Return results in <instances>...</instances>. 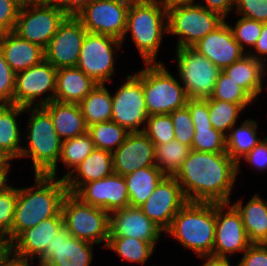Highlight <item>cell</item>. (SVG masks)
Here are the masks:
<instances>
[{
    "label": "cell",
    "mask_w": 267,
    "mask_h": 266,
    "mask_svg": "<svg viewBox=\"0 0 267 266\" xmlns=\"http://www.w3.org/2000/svg\"><path fill=\"white\" fill-rule=\"evenodd\" d=\"M24 114L27 122L23 126L25 128L19 161L29 160L33 175H47L58 164L62 140L55 130L50 114L42 106L24 107Z\"/></svg>",
    "instance_id": "obj_4"
},
{
    "label": "cell",
    "mask_w": 267,
    "mask_h": 266,
    "mask_svg": "<svg viewBox=\"0 0 267 266\" xmlns=\"http://www.w3.org/2000/svg\"><path fill=\"white\" fill-rule=\"evenodd\" d=\"M18 186L11 182L0 191V235L9 237L13 226Z\"/></svg>",
    "instance_id": "obj_43"
},
{
    "label": "cell",
    "mask_w": 267,
    "mask_h": 266,
    "mask_svg": "<svg viewBox=\"0 0 267 266\" xmlns=\"http://www.w3.org/2000/svg\"><path fill=\"white\" fill-rule=\"evenodd\" d=\"M94 149H95L94 143L88 132L83 135L62 141L61 155L58 164L47 175L55 178L64 179ZM61 164H63L64 169L65 168L66 169L64 170L65 172L62 171L63 174L59 175L58 169L61 171L60 169V167H62Z\"/></svg>",
    "instance_id": "obj_33"
},
{
    "label": "cell",
    "mask_w": 267,
    "mask_h": 266,
    "mask_svg": "<svg viewBox=\"0 0 267 266\" xmlns=\"http://www.w3.org/2000/svg\"><path fill=\"white\" fill-rule=\"evenodd\" d=\"M191 151L177 140L155 146V165L165 176H175Z\"/></svg>",
    "instance_id": "obj_37"
},
{
    "label": "cell",
    "mask_w": 267,
    "mask_h": 266,
    "mask_svg": "<svg viewBox=\"0 0 267 266\" xmlns=\"http://www.w3.org/2000/svg\"><path fill=\"white\" fill-rule=\"evenodd\" d=\"M75 195L83 202L109 213L130 206L126 180L124 176L115 173L84 184Z\"/></svg>",
    "instance_id": "obj_19"
},
{
    "label": "cell",
    "mask_w": 267,
    "mask_h": 266,
    "mask_svg": "<svg viewBox=\"0 0 267 266\" xmlns=\"http://www.w3.org/2000/svg\"><path fill=\"white\" fill-rule=\"evenodd\" d=\"M29 1H46V2H53L54 0H29Z\"/></svg>",
    "instance_id": "obj_61"
},
{
    "label": "cell",
    "mask_w": 267,
    "mask_h": 266,
    "mask_svg": "<svg viewBox=\"0 0 267 266\" xmlns=\"http://www.w3.org/2000/svg\"><path fill=\"white\" fill-rule=\"evenodd\" d=\"M157 247L153 243L128 238V237H109L108 244L105 248L117 254L126 264L145 266L153 253H156Z\"/></svg>",
    "instance_id": "obj_35"
},
{
    "label": "cell",
    "mask_w": 267,
    "mask_h": 266,
    "mask_svg": "<svg viewBox=\"0 0 267 266\" xmlns=\"http://www.w3.org/2000/svg\"><path fill=\"white\" fill-rule=\"evenodd\" d=\"M232 15L267 23V0H235Z\"/></svg>",
    "instance_id": "obj_46"
},
{
    "label": "cell",
    "mask_w": 267,
    "mask_h": 266,
    "mask_svg": "<svg viewBox=\"0 0 267 266\" xmlns=\"http://www.w3.org/2000/svg\"><path fill=\"white\" fill-rule=\"evenodd\" d=\"M191 149L209 153L226 152V135L213 126L194 127Z\"/></svg>",
    "instance_id": "obj_41"
},
{
    "label": "cell",
    "mask_w": 267,
    "mask_h": 266,
    "mask_svg": "<svg viewBox=\"0 0 267 266\" xmlns=\"http://www.w3.org/2000/svg\"><path fill=\"white\" fill-rule=\"evenodd\" d=\"M113 171L111 152L95 148L64 178L67 191L75 194L84 184L110 176Z\"/></svg>",
    "instance_id": "obj_25"
},
{
    "label": "cell",
    "mask_w": 267,
    "mask_h": 266,
    "mask_svg": "<svg viewBox=\"0 0 267 266\" xmlns=\"http://www.w3.org/2000/svg\"><path fill=\"white\" fill-rule=\"evenodd\" d=\"M235 17L237 18L234 22L232 20L229 22V19H225V21L230 26L237 43L248 53L260 37L263 22L239 15H235Z\"/></svg>",
    "instance_id": "obj_39"
},
{
    "label": "cell",
    "mask_w": 267,
    "mask_h": 266,
    "mask_svg": "<svg viewBox=\"0 0 267 266\" xmlns=\"http://www.w3.org/2000/svg\"><path fill=\"white\" fill-rule=\"evenodd\" d=\"M198 259L202 260V264L199 266H236V263L232 262L233 260L230 258L208 255L199 256Z\"/></svg>",
    "instance_id": "obj_54"
},
{
    "label": "cell",
    "mask_w": 267,
    "mask_h": 266,
    "mask_svg": "<svg viewBox=\"0 0 267 266\" xmlns=\"http://www.w3.org/2000/svg\"><path fill=\"white\" fill-rule=\"evenodd\" d=\"M94 0H54L68 16H76L86 5Z\"/></svg>",
    "instance_id": "obj_53"
},
{
    "label": "cell",
    "mask_w": 267,
    "mask_h": 266,
    "mask_svg": "<svg viewBox=\"0 0 267 266\" xmlns=\"http://www.w3.org/2000/svg\"><path fill=\"white\" fill-rule=\"evenodd\" d=\"M167 6L180 3H194L196 0H162Z\"/></svg>",
    "instance_id": "obj_58"
},
{
    "label": "cell",
    "mask_w": 267,
    "mask_h": 266,
    "mask_svg": "<svg viewBox=\"0 0 267 266\" xmlns=\"http://www.w3.org/2000/svg\"><path fill=\"white\" fill-rule=\"evenodd\" d=\"M258 192L252 194L248 201L242 197L230 202L240 213L251 244L266 245L267 237V198Z\"/></svg>",
    "instance_id": "obj_26"
},
{
    "label": "cell",
    "mask_w": 267,
    "mask_h": 266,
    "mask_svg": "<svg viewBox=\"0 0 267 266\" xmlns=\"http://www.w3.org/2000/svg\"><path fill=\"white\" fill-rule=\"evenodd\" d=\"M64 225L63 215L51 217L37 226L25 229L13 241V254L30 259H38L45 251L52 238Z\"/></svg>",
    "instance_id": "obj_23"
},
{
    "label": "cell",
    "mask_w": 267,
    "mask_h": 266,
    "mask_svg": "<svg viewBox=\"0 0 267 266\" xmlns=\"http://www.w3.org/2000/svg\"><path fill=\"white\" fill-rule=\"evenodd\" d=\"M6 33H7V30L0 25V44L2 40L4 39V36L6 35Z\"/></svg>",
    "instance_id": "obj_60"
},
{
    "label": "cell",
    "mask_w": 267,
    "mask_h": 266,
    "mask_svg": "<svg viewBox=\"0 0 267 266\" xmlns=\"http://www.w3.org/2000/svg\"><path fill=\"white\" fill-rule=\"evenodd\" d=\"M67 16L55 2H22L14 32L45 49Z\"/></svg>",
    "instance_id": "obj_11"
},
{
    "label": "cell",
    "mask_w": 267,
    "mask_h": 266,
    "mask_svg": "<svg viewBox=\"0 0 267 266\" xmlns=\"http://www.w3.org/2000/svg\"><path fill=\"white\" fill-rule=\"evenodd\" d=\"M238 258L236 266H267V246L251 244Z\"/></svg>",
    "instance_id": "obj_48"
},
{
    "label": "cell",
    "mask_w": 267,
    "mask_h": 266,
    "mask_svg": "<svg viewBox=\"0 0 267 266\" xmlns=\"http://www.w3.org/2000/svg\"><path fill=\"white\" fill-rule=\"evenodd\" d=\"M216 232L213 256L232 259L241 255L251 243L240 213L231 203H215Z\"/></svg>",
    "instance_id": "obj_14"
},
{
    "label": "cell",
    "mask_w": 267,
    "mask_h": 266,
    "mask_svg": "<svg viewBox=\"0 0 267 266\" xmlns=\"http://www.w3.org/2000/svg\"><path fill=\"white\" fill-rule=\"evenodd\" d=\"M123 51L125 52L121 40L109 35L87 32L77 67L98 84L113 83L118 70L116 66Z\"/></svg>",
    "instance_id": "obj_9"
},
{
    "label": "cell",
    "mask_w": 267,
    "mask_h": 266,
    "mask_svg": "<svg viewBox=\"0 0 267 266\" xmlns=\"http://www.w3.org/2000/svg\"><path fill=\"white\" fill-rule=\"evenodd\" d=\"M164 177L165 175L156 165L137 169L124 176L130 198V207H141Z\"/></svg>",
    "instance_id": "obj_32"
},
{
    "label": "cell",
    "mask_w": 267,
    "mask_h": 266,
    "mask_svg": "<svg viewBox=\"0 0 267 266\" xmlns=\"http://www.w3.org/2000/svg\"><path fill=\"white\" fill-rule=\"evenodd\" d=\"M130 5L118 0H94L76 17L87 32L104 34L122 39Z\"/></svg>",
    "instance_id": "obj_15"
},
{
    "label": "cell",
    "mask_w": 267,
    "mask_h": 266,
    "mask_svg": "<svg viewBox=\"0 0 267 266\" xmlns=\"http://www.w3.org/2000/svg\"><path fill=\"white\" fill-rule=\"evenodd\" d=\"M222 71L244 88L256 101L260 100L258 97H261L265 90L267 93V72L264 65L249 54H245Z\"/></svg>",
    "instance_id": "obj_28"
},
{
    "label": "cell",
    "mask_w": 267,
    "mask_h": 266,
    "mask_svg": "<svg viewBox=\"0 0 267 266\" xmlns=\"http://www.w3.org/2000/svg\"><path fill=\"white\" fill-rule=\"evenodd\" d=\"M247 54L262 63L267 60V23H263L259 39Z\"/></svg>",
    "instance_id": "obj_52"
},
{
    "label": "cell",
    "mask_w": 267,
    "mask_h": 266,
    "mask_svg": "<svg viewBox=\"0 0 267 266\" xmlns=\"http://www.w3.org/2000/svg\"><path fill=\"white\" fill-rule=\"evenodd\" d=\"M118 1L124 2V3L128 4V5H134V4H138V3L147 2V1H150V0H118Z\"/></svg>",
    "instance_id": "obj_59"
},
{
    "label": "cell",
    "mask_w": 267,
    "mask_h": 266,
    "mask_svg": "<svg viewBox=\"0 0 267 266\" xmlns=\"http://www.w3.org/2000/svg\"><path fill=\"white\" fill-rule=\"evenodd\" d=\"M37 259L46 266H93L97 245L73 237L63 225Z\"/></svg>",
    "instance_id": "obj_17"
},
{
    "label": "cell",
    "mask_w": 267,
    "mask_h": 266,
    "mask_svg": "<svg viewBox=\"0 0 267 266\" xmlns=\"http://www.w3.org/2000/svg\"><path fill=\"white\" fill-rule=\"evenodd\" d=\"M42 107L50 114L55 130L62 141L88 132L79 104L53 100Z\"/></svg>",
    "instance_id": "obj_29"
},
{
    "label": "cell",
    "mask_w": 267,
    "mask_h": 266,
    "mask_svg": "<svg viewBox=\"0 0 267 266\" xmlns=\"http://www.w3.org/2000/svg\"><path fill=\"white\" fill-rule=\"evenodd\" d=\"M207 103L209 110V118L213 128L217 131L222 132L225 135L228 134L229 130L235 124L241 122V116H244L243 114H245L248 110L250 111L251 106L254 105L215 100L211 97L207 98Z\"/></svg>",
    "instance_id": "obj_36"
},
{
    "label": "cell",
    "mask_w": 267,
    "mask_h": 266,
    "mask_svg": "<svg viewBox=\"0 0 267 266\" xmlns=\"http://www.w3.org/2000/svg\"><path fill=\"white\" fill-rule=\"evenodd\" d=\"M95 148L113 153L130 133L113 121H105L88 127Z\"/></svg>",
    "instance_id": "obj_38"
},
{
    "label": "cell",
    "mask_w": 267,
    "mask_h": 266,
    "mask_svg": "<svg viewBox=\"0 0 267 266\" xmlns=\"http://www.w3.org/2000/svg\"><path fill=\"white\" fill-rule=\"evenodd\" d=\"M15 74L0 50V104H13Z\"/></svg>",
    "instance_id": "obj_47"
},
{
    "label": "cell",
    "mask_w": 267,
    "mask_h": 266,
    "mask_svg": "<svg viewBox=\"0 0 267 266\" xmlns=\"http://www.w3.org/2000/svg\"><path fill=\"white\" fill-rule=\"evenodd\" d=\"M196 3L204 8L220 14L223 18L229 19L234 12L235 0H196Z\"/></svg>",
    "instance_id": "obj_51"
},
{
    "label": "cell",
    "mask_w": 267,
    "mask_h": 266,
    "mask_svg": "<svg viewBox=\"0 0 267 266\" xmlns=\"http://www.w3.org/2000/svg\"><path fill=\"white\" fill-rule=\"evenodd\" d=\"M37 259H30V258H22L15 254H12L7 261L5 262L4 266H46L43 262ZM36 262V264H34Z\"/></svg>",
    "instance_id": "obj_55"
},
{
    "label": "cell",
    "mask_w": 267,
    "mask_h": 266,
    "mask_svg": "<svg viewBox=\"0 0 267 266\" xmlns=\"http://www.w3.org/2000/svg\"><path fill=\"white\" fill-rule=\"evenodd\" d=\"M109 84H97L79 103L86 125L110 121L112 117V94Z\"/></svg>",
    "instance_id": "obj_34"
},
{
    "label": "cell",
    "mask_w": 267,
    "mask_h": 266,
    "mask_svg": "<svg viewBox=\"0 0 267 266\" xmlns=\"http://www.w3.org/2000/svg\"><path fill=\"white\" fill-rule=\"evenodd\" d=\"M212 99L238 104H255L257 102L244 88L221 71L215 83Z\"/></svg>",
    "instance_id": "obj_40"
},
{
    "label": "cell",
    "mask_w": 267,
    "mask_h": 266,
    "mask_svg": "<svg viewBox=\"0 0 267 266\" xmlns=\"http://www.w3.org/2000/svg\"><path fill=\"white\" fill-rule=\"evenodd\" d=\"M215 232V203L187 202L173 218L164 237L174 239L197 257L213 256Z\"/></svg>",
    "instance_id": "obj_5"
},
{
    "label": "cell",
    "mask_w": 267,
    "mask_h": 266,
    "mask_svg": "<svg viewBox=\"0 0 267 266\" xmlns=\"http://www.w3.org/2000/svg\"><path fill=\"white\" fill-rule=\"evenodd\" d=\"M23 114V106L0 104V160L13 165H16L13 161L18 162L20 159L22 151L23 119L19 117L24 116Z\"/></svg>",
    "instance_id": "obj_24"
},
{
    "label": "cell",
    "mask_w": 267,
    "mask_h": 266,
    "mask_svg": "<svg viewBox=\"0 0 267 266\" xmlns=\"http://www.w3.org/2000/svg\"><path fill=\"white\" fill-rule=\"evenodd\" d=\"M173 52L175 57L171 60L176 64L174 69L188 98H210L222 70L192 47L177 48Z\"/></svg>",
    "instance_id": "obj_12"
},
{
    "label": "cell",
    "mask_w": 267,
    "mask_h": 266,
    "mask_svg": "<svg viewBox=\"0 0 267 266\" xmlns=\"http://www.w3.org/2000/svg\"><path fill=\"white\" fill-rule=\"evenodd\" d=\"M57 69L47 60L15 74L13 104L39 107L52 102Z\"/></svg>",
    "instance_id": "obj_13"
},
{
    "label": "cell",
    "mask_w": 267,
    "mask_h": 266,
    "mask_svg": "<svg viewBox=\"0 0 267 266\" xmlns=\"http://www.w3.org/2000/svg\"><path fill=\"white\" fill-rule=\"evenodd\" d=\"M187 106L190 111L194 127L212 126L209 118L207 99L189 98Z\"/></svg>",
    "instance_id": "obj_50"
},
{
    "label": "cell",
    "mask_w": 267,
    "mask_h": 266,
    "mask_svg": "<svg viewBox=\"0 0 267 266\" xmlns=\"http://www.w3.org/2000/svg\"><path fill=\"white\" fill-rule=\"evenodd\" d=\"M143 132L155 146L175 140L170 114L148 116Z\"/></svg>",
    "instance_id": "obj_42"
},
{
    "label": "cell",
    "mask_w": 267,
    "mask_h": 266,
    "mask_svg": "<svg viewBox=\"0 0 267 266\" xmlns=\"http://www.w3.org/2000/svg\"><path fill=\"white\" fill-rule=\"evenodd\" d=\"M265 71L267 72V60L263 63Z\"/></svg>",
    "instance_id": "obj_62"
},
{
    "label": "cell",
    "mask_w": 267,
    "mask_h": 266,
    "mask_svg": "<svg viewBox=\"0 0 267 266\" xmlns=\"http://www.w3.org/2000/svg\"><path fill=\"white\" fill-rule=\"evenodd\" d=\"M0 50L15 73L27 70L45 59L44 48L21 38L14 31H7Z\"/></svg>",
    "instance_id": "obj_27"
},
{
    "label": "cell",
    "mask_w": 267,
    "mask_h": 266,
    "mask_svg": "<svg viewBox=\"0 0 267 266\" xmlns=\"http://www.w3.org/2000/svg\"><path fill=\"white\" fill-rule=\"evenodd\" d=\"M174 177L188 202L213 203H230L241 179L237 176V163L226 152L193 149Z\"/></svg>",
    "instance_id": "obj_1"
},
{
    "label": "cell",
    "mask_w": 267,
    "mask_h": 266,
    "mask_svg": "<svg viewBox=\"0 0 267 266\" xmlns=\"http://www.w3.org/2000/svg\"><path fill=\"white\" fill-rule=\"evenodd\" d=\"M97 84L78 67L57 69L54 100L79 104Z\"/></svg>",
    "instance_id": "obj_30"
},
{
    "label": "cell",
    "mask_w": 267,
    "mask_h": 266,
    "mask_svg": "<svg viewBox=\"0 0 267 266\" xmlns=\"http://www.w3.org/2000/svg\"><path fill=\"white\" fill-rule=\"evenodd\" d=\"M167 5L162 0H150L130 5L126 29L121 39L124 48L127 39L132 41L144 63H163L158 60L164 38H168ZM124 44V45H123ZM159 53V54H158Z\"/></svg>",
    "instance_id": "obj_3"
},
{
    "label": "cell",
    "mask_w": 267,
    "mask_h": 266,
    "mask_svg": "<svg viewBox=\"0 0 267 266\" xmlns=\"http://www.w3.org/2000/svg\"><path fill=\"white\" fill-rule=\"evenodd\" d=\"M192 48L221 70L247 54L235 40L226 21L215 31L208 33Z\"/></svg>",
    "instance_id": "obj_22"
},
{
    "label": "cell",
    "mask_w": 267,
    "mask_h": 266,
    "mask_svg": "<svg viewBox=\"0 0 267 266\" xmlns=\"http://www.w3.org/2000/svg\"><path fill=\"white\" fill-rule=\"evenodd\" d=\"M86 33L76 16H67L44 49L45 60L56 69L77 67Z\"/></svg>",
    "instance_id": "obj_16"
},
{
    "label": "cell",
    "mask_w": 267,
    "mask_h": 266,
    "mask_svg": "<svg viewBox=\"0 0 267 266\" xmlns=\"http://www.w3.org/2000/svg\"><path fill=\"white\" fill-rule=\"evenodd\" d=\"M239 124V125H238ZM257 120L243 118L226 135V153L236 162L251 151L264 137L259 134Z\"/></svg>",
    "instance_id": "obj_31"
},
{
    "label": "cell",
    "mask_w": 267,
    "mask_h": 266,
    "mask_svg": "<svg viewBox=\"0 0 267 266\" xmlns=\"http://www.w3.org/2000/svg\"><path fill=\"white\" fill-rule=\"evenodd\" d=\"M13 254L12 240L0 235V266H4L7 259Z\"/></svg>",
    "instance_id": "obj_56"
},
{
    "label": "cell",
    "mask_w": 267,
    "mask_h": 266,
    "mask_svg": "<svg viewBox=\"0 0 267 266\" xmlns=\"http://www.w3.org/2000/svg\"><path fill=\"white\" fill-rule=\"evenodd\" d=\"M61 213L64 226L73 237L106 248L109 240V212L87 204L68 192L62 201Z\"/></svg>",
    "instance_id": "obj_8"
},
{
    "label": "cell",
    "mask_w": 267,
    "mask_h": 266,
    "mask_svg": "<svg viewBox=\"0 0 267 266\" xmlns=\"http://www.w3.org/2000/svg\"><path fill=\"white\" fill-rule=\"evenodd\" d=\"M163 63H144L142 86L148 116L170 114L187 105L188 95L177 73ZM178 77V78H177Z\"/></svg>",
    "instance_id": "obj_6"
},
{
    "label": "cell",
    "mask_w": 267,
    "mask_h": 266,
    "mask_svg": "<svg viewBox=\"0 0 267 266\" xmlns=\"http://www.w3.org/2000/svg\"><path fill=\"white\" fill-rule=\"evenodd\" d=\"M112 155L113 171L122 176L155 166V145L144 132L129 133Z\"/></svg>",
    "instance_id": "obj_21"
},
{
    "label": "cell",
    "mask_w": 267,
    "mask_h": 266,
    "mask_svg": "<svg viewBox=\"0 0 267 266\" xmlns=\"http://www.w3.org/2000/svg\"><path fill=\"white\" fill-rule=\"evenodd\" d=\"M163 235L164 231L139 207L129 206L110 213L109 237L134 238L153 243L157 247L164 238Z\"/></svg>",
    "instance_id": "obj_20"
},
{
    "label": "cell",
    "mask_w": 267,
    "mask_h": 266,
    "mask_svg": "<svg viewBox=\"0 0 267 266\" xmlns=\"http://www.w3.org/2000/svg\"><path fill=\"white\" fill-rule=\"evenodd\" d=\"M13 164L0 160V191L4 189L10 182V173H12Z\"/></svg>",
    "instance_id": "obj_57"
},
{
    "label": "cell",
    "mask_w": 267,
    "mask_h": 266,
    "mask_svg": "<svg viewBox=\"0 0 267 266\" xmlns=\"http://www.w3.org/2000/svg\"><path fill=\"white\" fill-rule=\"evenodd\" d=\"M33 185L18 187L14 221L9 238L13 241L22 231L61 213L68 193L64 179L34 174Z\"/></svg>",
    "instance_id": "obj_2"
},
{
    "label": "cell",
    "mask_w": 267,
    "mask_h": 266,
    "mask_svg": "<svg viewBox=\"0 0 267 266\" xmlns=\"http://www.w3.org/2000/svg\"><path fill=\"white\" fill-rule=\"evenodd\" d=\"M242 161V163H241ZM244 162V163H243ZM242 164L247 165L250 170L259 172V174L267 173V136L264 138L237 163V176L242 171Z\"/></svg>",
    "instance_id": "obj_45"
},
{
    "label": "cell",
    "mask_w": 267,
    "mask_h": 266,
    "mask_svg": "<svg viewBox=\"0 0 267 266\" xmlns=\"http://www.w3.org/2000/svg\"><path fill=\"white\" fill-rule=\"evenodd\" d=\"M22 0H0V25L14 31Z\"/></svg>",
    "instance_id": "obj_49"
},
{
    "label": "cell",
    "mask_w": 267,
    "mask_h": 266,
    "mask_svg": "<svg viewBox=\"0 0 267 266\" xmlns=\"http://www.w3.org/2000/svg\"><path fill=\"white\" fill-rule=\"evenodd\" d=\"M225 22L220 14L194 3L167 6L168 35L176 43L174 49L193 47L208 33L215 31Z\"/></svg>",
    "instance_id": "obj_7"
},
{
    "label": "cell",
    "mask_w": 267,
    "mask_h": 266,
    "mask_svg": "<svg viewBox=\"0 0 267 266\" xmlns=\"http://www.w3.org/2000/svg\"><path fill=\"white\" fill-rule=\"evenodd\" d=\"M121 84H116L112 94L111 121L124 127L128 132H143L148 118L142 86V67L118 76ZM113 92V93H112Z\"/></svg>",
    "instance_id": "obj_10"
},
{
    "label": "cell",
    "mask_w": 267,
    "mask_h": 266,
    "mask_svg": "<svg viewBox=\"0 0 267 266\" xmlns=\"http://www.w3.org/2000/svg\"><path fill=\"white\" fill-rule=\"evenodd\" d=\"M170 116L173 122L175 140L192 147L195 131L188 106L174 110Z\"/></svg>",
    "instance_id": "obj_44"
},
{
    "label": "cell",
    "mask_w": 267,
    "mask_h": 266,
    "mask_svg": "<svg viewBox=\"0 0 267 266\" xmlns=\"http://www.w3.org/2000/svg\"><path fill=\"white\" fill-rule=\"evenodd\" d=\"M187 202L176 178L165 176L147 201L139 208L165 232L170 227L175 215Z\"/></svg>",
    "instance_id": "obj_18"
}]
</instances>
